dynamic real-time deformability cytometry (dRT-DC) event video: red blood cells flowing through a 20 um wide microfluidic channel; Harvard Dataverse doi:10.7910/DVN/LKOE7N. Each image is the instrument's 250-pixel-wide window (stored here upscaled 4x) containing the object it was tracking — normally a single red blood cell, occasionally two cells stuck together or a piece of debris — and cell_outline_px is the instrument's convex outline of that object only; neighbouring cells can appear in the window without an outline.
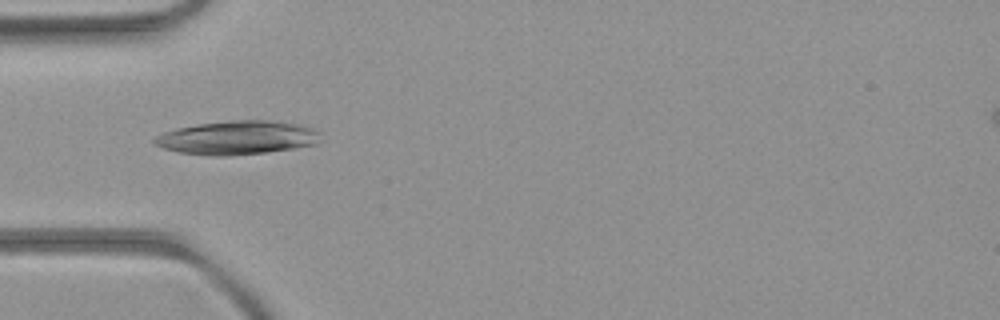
{"species": "common noctule bat (a hibernating species)", "species_latin": "Nyctalus noctula", "temperature_condition": "room temperature", "stored_images_in_passage": 4, "camera_frame_rate_fps": 3000, "um_per_image_px": 0.085, "animal": {"sex": "female", "body_mass_g": 21.9}, "frame": {"image": 1, "passage_image": 4, "time_ms": 3.333, "image_size_px": [1000, 320], "cell_outline_px": [[320, 132], [316, 144], [292, 148], [264, 152], [228, 156], [212, 156], [180, 152], [164, 148], [156, 144], [152, 140], [156, 136], [164, 132], [176, 128], [200, 124], [232, 120], [268, 120], [296, 124], [312, 128]], "centroid_in_image_um": [20.14, 11.7], "position_along_channel_um": 64.9, "area_um2": 32.19}}